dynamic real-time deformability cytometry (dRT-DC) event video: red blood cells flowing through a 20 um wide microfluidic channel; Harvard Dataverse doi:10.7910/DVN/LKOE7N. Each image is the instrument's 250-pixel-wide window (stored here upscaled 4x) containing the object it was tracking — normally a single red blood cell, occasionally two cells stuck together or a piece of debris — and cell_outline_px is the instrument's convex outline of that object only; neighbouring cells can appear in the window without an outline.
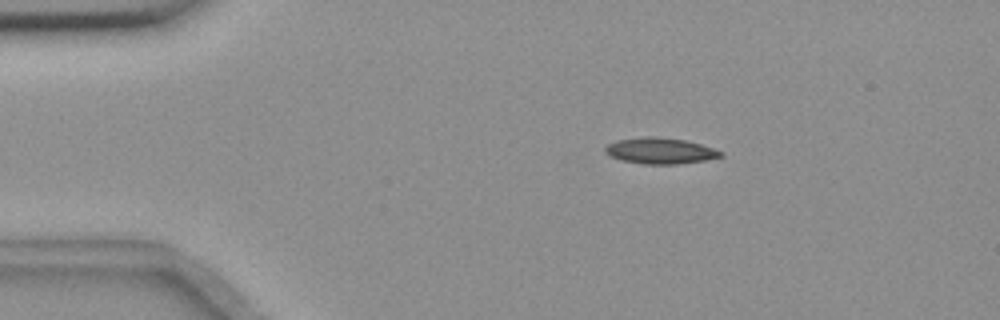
{"species": "common noctule bat (a hibernating species)", "species_latin": "Nyctalus noctula", "temperature_condition": "room temperature", "stored_images_in_passage": 49, "camera_frame_rate_fps": 3000, "um_per_image_px": 0.085, "animal": {"sex": "female", "body_mass_g": 18.4}, "frame": {"image": 1, "passage_image": 3, "time_ms": 0.667, "image_size_px": [1000, 320], "cell_outline_px": [[724, 156], [704, 160], [676, 164], [644, 164], [620, 160], [604, 152], [604, 148], [608, 144], [616, 140], [652, 136], [656, 136], [684, 140], [700, 144], [724, 152]], "centroid_in_image_um": [56.11, 12.82], "position_along_channel_um": 28.9, "area_um2": 17.4}}
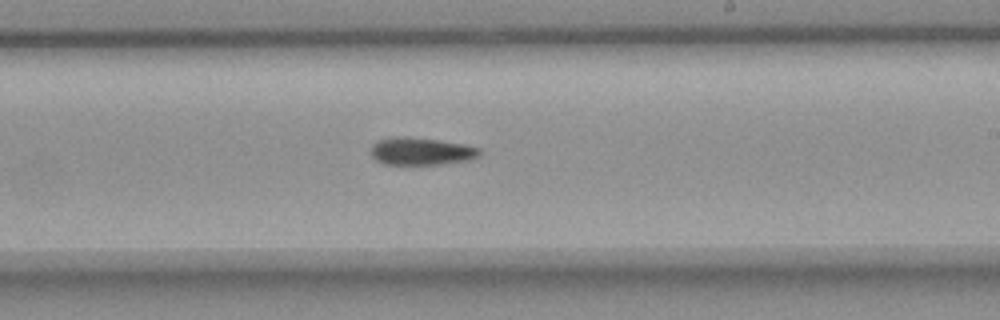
{"frame": {"image": 2, "passage_image": 26, "time_ms": 8.333, "image_size_px": [1000, 320], "cell_outline_px": [[480, 156], [468, 160], [440, 164], [384, 164], [376, 160], [372, 156], [372, 144], [380, 140], [404, 136], [408, 136], [440, 140], [464, 144], [480, 148]], "centroid_in_image_um": [35.83, 12.86], "position_along_channel_um": 253.2, "area_um2": 17.28}}
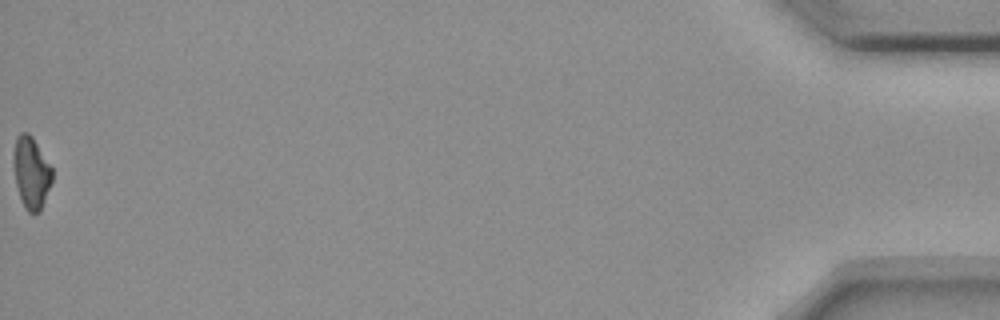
{"frame": {"image": 3, "passage_image": 49, "time_ms": 16.0, "image_size_px": [1000, 320], "cell_outline_px": [[52, 180], [40, 212], [28, 212], [24, 208], [16, 184], [12, 156], [16, 136], [20, 132], [28, 132], [32, 136], [52, 168]], "centroid_in_image_um": [2.64, 14.64], "position_along_channel_um": 432.6, "area_um2": 16.13}, "authors_computed_cell_mechanics": {"area_um2": 17.2822, "velocity_mm_per_s": 3.6554, "shape_relaxation_time_tau1_ms": 8.375, "shape_relaxation_time_tau2_ms": null, "deformation_change_tau1": 0.1515, "deformation_change_tau2": null}}